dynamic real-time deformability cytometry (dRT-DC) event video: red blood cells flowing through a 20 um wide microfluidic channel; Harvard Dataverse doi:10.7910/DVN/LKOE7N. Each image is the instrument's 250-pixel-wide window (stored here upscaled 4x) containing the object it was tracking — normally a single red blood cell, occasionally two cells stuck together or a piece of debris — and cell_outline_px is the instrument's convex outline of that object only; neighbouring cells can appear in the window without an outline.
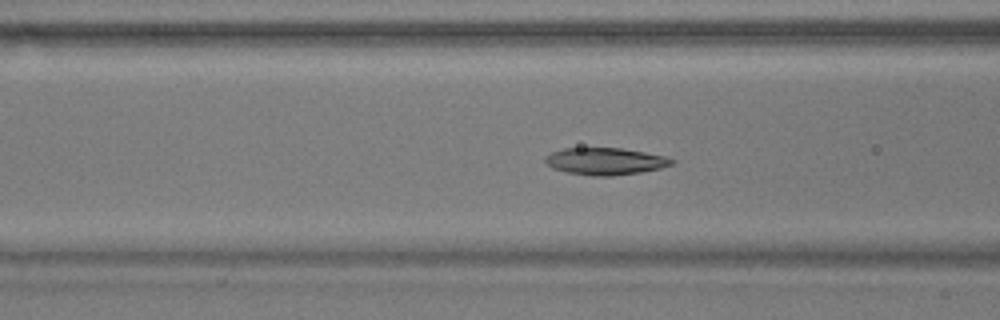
{"species": "common noctule bat (a hibernating species)", "species_latin": "Nyctalus noctula", "temperature_condition": "warm", "stored_images_in_passage": 56, "camera_frame_rate_fps": 3000, "um_per_image_px": 0.085, "animal": {"sex": "male", "body_mass_g": 17.9}, "frame": {"image": 1, "passage_image": 21, "time_ms": 6.667, "image_size_px": [1000, 320], "cell_outline_px": [[676, 160], [672, 164], [660, 168], [640, 172], [612, 176], [592, 176], [564, 172], [552, 168], [544, 164], [544, 156], [552, 152], [564, 148], [620, 148], [644, 152], [664, 156]], "centroid_in_image_um": [51.38, 13.71], "position_along_channel_um": 115.2, "area_um2": 20.06}}
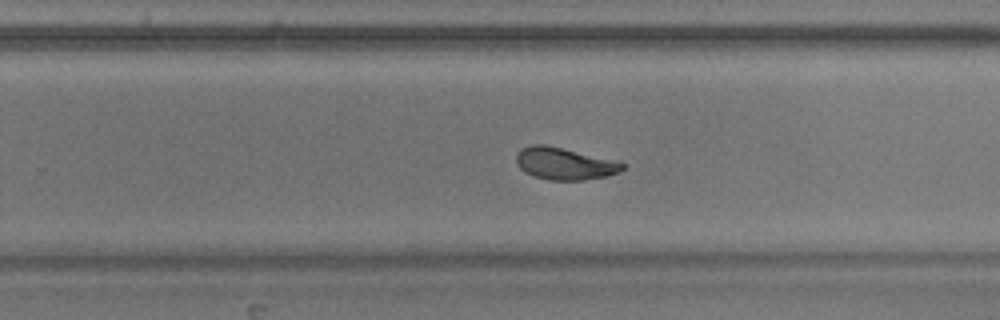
{"frame": {"image": 2, "passage_image": 35, "time_ms": 11.333, "image_size_px": [1000, 320], "cell_outline_px": [[624, 168], [620, 172], [604, 176], [584, 180], [548, 180], [532, 176], [524, 172], [516, 164], [516, 156], [520, 148], [532, 144], [544, 144], [624, 164]], "centroid_in_image_um": [47.86, 13.93], "position_along_channel_um": 281.9, "area_um2": 19.36}}
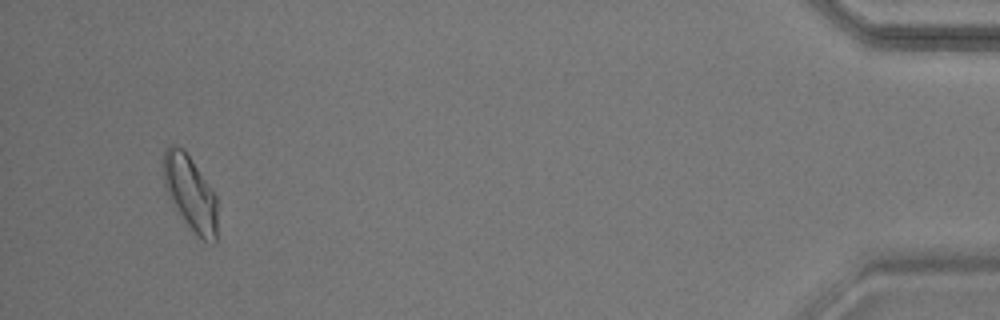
{"frame": {"image": 3, "passage_image": 53, "time_ms": 17.333, "image_size_px": [1000, 320], "cell_outline_px": [[216, 244], [212, 244], [204, 240], [184, 220], [168, 196], [164, 184], [164, 148], [168, 144], [172, 144], [180, 148], [188, 156], [216, 196]], "centroid_in_image_um": [16.16, 16.41], "position_along_channel_um": 419.0, "area_um2": 22.6}, "authors_computed_cell_mechanics": {"area_um2": 20.4034, "velocity_mm_per_s": 3.5781, "shape_relaxation_time_tau1_ms": 3.7653, "shape_relaxation_time_tau2_ms": 1.8744, "deformation_change_tau1": 0.1604, "deformation_change_tau2": 0.075}}